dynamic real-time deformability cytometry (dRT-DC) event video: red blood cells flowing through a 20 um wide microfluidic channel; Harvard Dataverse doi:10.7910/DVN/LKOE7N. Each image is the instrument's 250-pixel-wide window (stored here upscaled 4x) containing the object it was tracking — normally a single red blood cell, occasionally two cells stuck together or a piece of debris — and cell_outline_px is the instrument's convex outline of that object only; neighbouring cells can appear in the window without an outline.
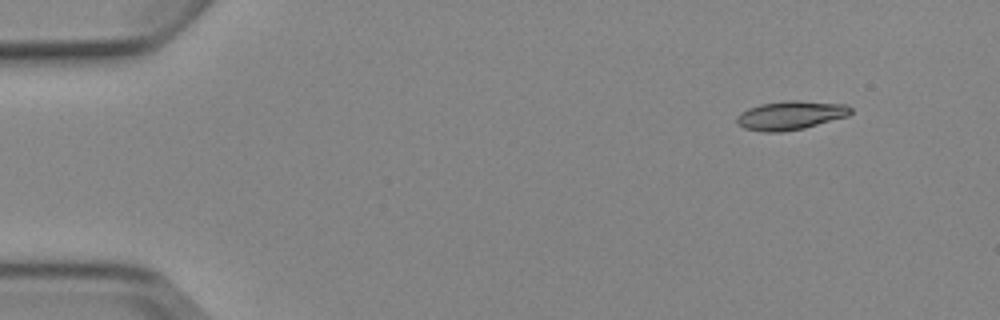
{"species": "Egyptian fruit bat (a non-hibernating species)", "species_latin": "Rousettus aegyptiacus", "temperature_condition": "cold", "stored_images_in_passage": 4, "camera_frame_rate_fps": 3000, "um_per_image_px": 0.085, "animal": {"sex": "female"}, "frame": {"image": 1, "passage_image": 1, "time_ms": 0.0, "image_size_px": [1000, 320], "cell_outline_px": [[852, 112], [848, 116], [804, 128], [780, 132], [764, 132], [744, 128], [736, 124], [736, 116], [740, 112], [748, 108], [760, 104], [784, 100], [800, 100], [844, 104], [852, 108]], "centroid_in_image_um": [67.17, 9.79], "position_along_channel_um": 17.8, "area_um2": 19.31}}
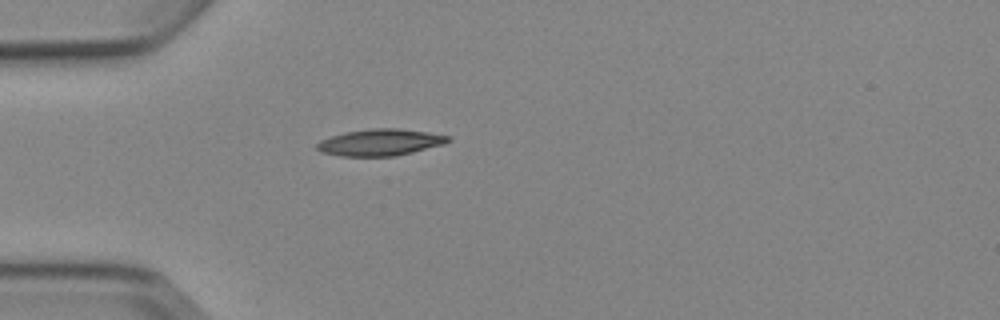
{"frame": {"image": 2, "passage_image": 4, "time_ms": 3.333, "image_size_px": [1000, 320], "cell_outline_px": [[452, 140], [444, 144], [412, 152], [392, 156], [340, 156], [320, 152], [316, 148], [316, 144], [320, 140], [344, 132], [368, 128], [400, 128], [428, 132], [452, 136]], "centroid_in_image_um": [32.32, 12.09], "position_along_channel_um": 52.7, "area_um2": 20.52}}